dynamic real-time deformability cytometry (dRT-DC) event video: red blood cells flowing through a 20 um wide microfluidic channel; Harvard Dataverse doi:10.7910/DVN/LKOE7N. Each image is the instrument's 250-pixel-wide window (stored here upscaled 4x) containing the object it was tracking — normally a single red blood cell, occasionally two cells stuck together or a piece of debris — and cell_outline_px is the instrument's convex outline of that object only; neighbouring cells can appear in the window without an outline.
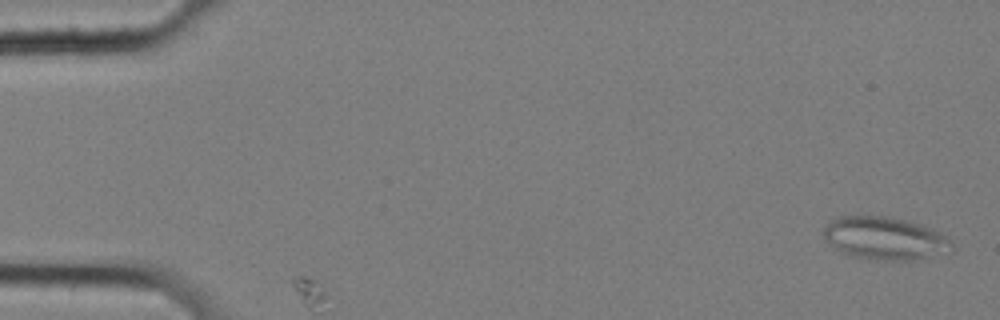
{"species": "common noctule bat (a hibernating species)", "species_latin": "Nyctalus noctula", "temperature_condition": "cold", "stored_images_in_passage": 3, "camera_frame_rate_fps": 3000, "um_per_image_px": 0.085, "animal": {"sex": "female", "body_mass_g": 25.1}, "frame": {"image": 1, "passage_image": 2, "time_ms": 0.333, "image_size_px": [1000, 320], "cell_outline_px": [[952, 252], [904, 260], [892, 260], [852, 256], [836, 248], [824, 236], [824, 228], [828, 220], [840, 216], [884, 216], [904, 220], [928, 228], [952, 240]], "centroid_in_image_um": [75.19, 20.24], "position_along_channel_um": 9.8, "area_um2": 31.04}}